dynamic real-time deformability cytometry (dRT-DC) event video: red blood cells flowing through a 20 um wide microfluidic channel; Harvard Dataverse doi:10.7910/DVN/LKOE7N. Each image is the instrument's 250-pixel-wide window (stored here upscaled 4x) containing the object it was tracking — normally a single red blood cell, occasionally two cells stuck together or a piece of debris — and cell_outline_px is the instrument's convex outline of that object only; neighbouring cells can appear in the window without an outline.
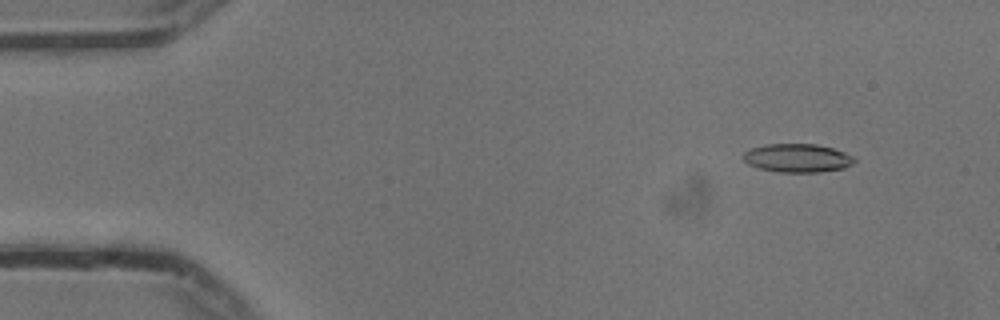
{"species": "common noctule bat (a hibernating species)", "species_latin": "Nyctalus noctula", "temperature_condition": "cold", "stored_images_in_passage": 55, "camera_frame_rate_fps": 3000, "um_per_image_px": 0.085, "animal": {"sex": "male", "body_mass_g": 13.3}, "frame": {"image": 1, "passage_image": 6, "time_ms": 1.667, "image_size_px": [1000, 320], "cell_outline_px": [[856, 160], [852, 164], [844, 168], [820, 172], [776, 172], [760, 168], [748, 164], [744, 160], [744, 152], [752, 148], [764, 144], [816, 144], [832, 148], [856, 156]], "centroid_in_image_um": [67.81, 13.43], "position_along_channel_um": 17.2, "area_um2": 18.5}}
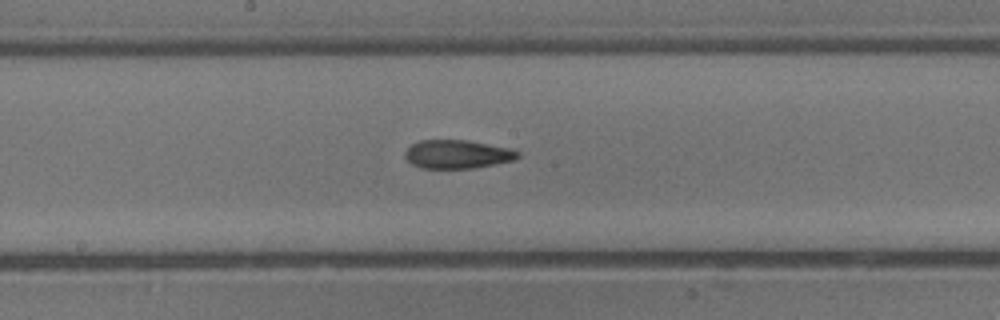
{"frame": {"image": 2, "passage_image": 29, "time_ms": 9.333, "image_size_px": [1000, 320], "cell_outline_px": [[520, 156], [516, 160], [472, 168], [420, 168], [412, 164], [404, 156], [404, 152], [412, 144], [420, 140], [468, 140], [512, 148], [520, 152]], "centroid_in_image_um": [38.91, 13.1], "position_along_channel_um": 209.3, "area_um2": 18.9}}
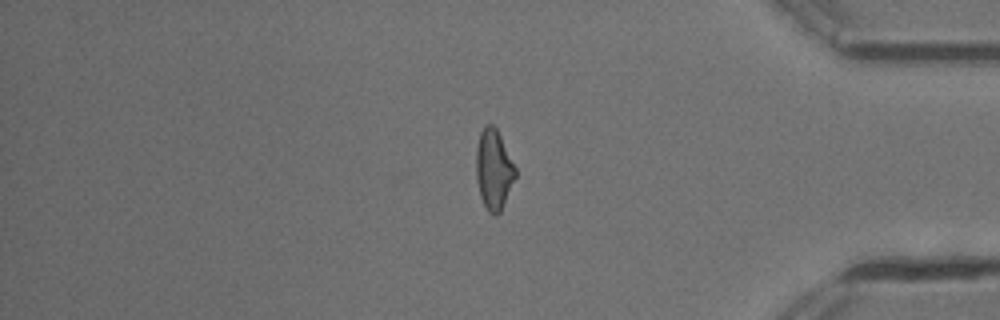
{"frame": {"image": 3, "passage_image": 46, "time_ms": 15.0, "image_size_px": [1000, 320], "cell_outline_px": [[516, 176], [504, 204], [500, 212], [496, 216], [492, 216], [488, 212], [480, 196], [476, 180], [476, 148], [480, 132], [484, 124], [492, 124], [496, 128], [516, 168]], "centroid_in_image_um": [41.95, 14.42], "position_along_channel_um": 393.3, "area_um2": 18.38}, "authors_computed_cell_mechanics": {"area_um2": 18.785, "velocity_mm_per_s": 3.7519, "shape_relaxation_time_tau1_ms": 7.4099, "shape_relaxation_time_tau2_ms": 2.8377, "deformation_change_tau1": 0.2069, "deformation_change_tau2": 0.1089}}